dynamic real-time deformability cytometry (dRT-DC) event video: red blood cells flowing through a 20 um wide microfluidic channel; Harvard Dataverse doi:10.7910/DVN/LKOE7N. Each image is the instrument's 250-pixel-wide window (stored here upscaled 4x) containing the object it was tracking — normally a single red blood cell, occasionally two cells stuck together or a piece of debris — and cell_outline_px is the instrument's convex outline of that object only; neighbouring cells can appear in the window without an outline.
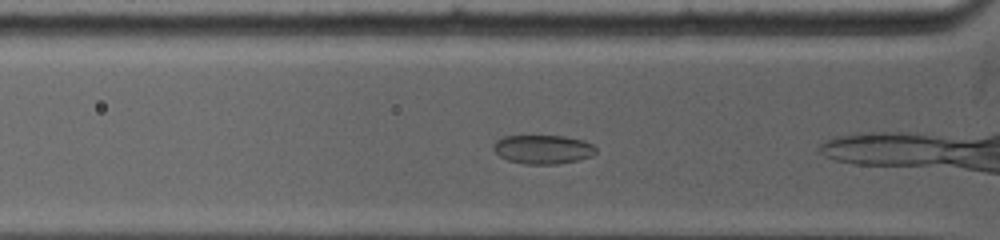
{"species": "common noctule bat (a hibernating species)", "species_latin": "Nyctalus noctula", "temperature_condition": "warm", "stored_images_in_passage": 43, "camera_frame_rate_fps": 5000, "um_per_image_px": 0.085, "animal": {"sex": "female", "body_mass_g": 19.0, "forearm_length_mm": 53.3}, "frame": {"image": 1, "passage_image": 3, "time_ms": 0.4, "image_size_px": [1000, 240], "cell_outline_px": [[596, 152], [592, 156], [576, 160], [556, 164], [524, 164], [508, 160], [500, 156], [492, 148], [496, 140], [504, 136], [564, 136], [580, 140], [592, 144], [596, 148]], "centroid_in_image_um": [46.13, 12.7], "position_along_channel_um": 79.7, "area_um2": 17.11}}
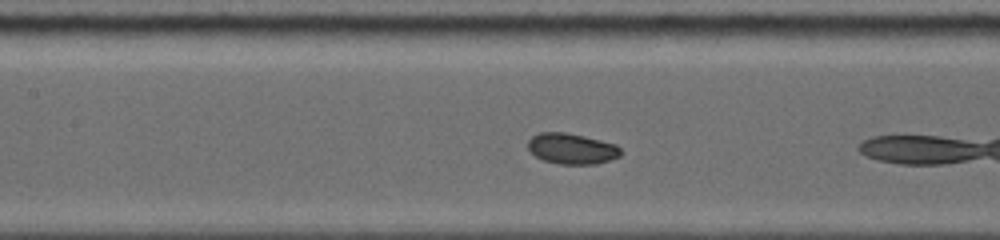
{"frame": {"image": 2, "passage_image": 14, "time_ms": 2.4, "image_size_px": [1000, 240], "cell_outline_px": [[620, 156], [596, 164], [560, 164], [544, 160], [536, 156], [528, 148], [528, 140], [532, 136], [540, 132], [568, 132], [616, 144], [620, 148]], "centroid_in_image_um": [48.59, 12.62], "position_along_channel_um": 158.8, "area_um2": 16.53}}
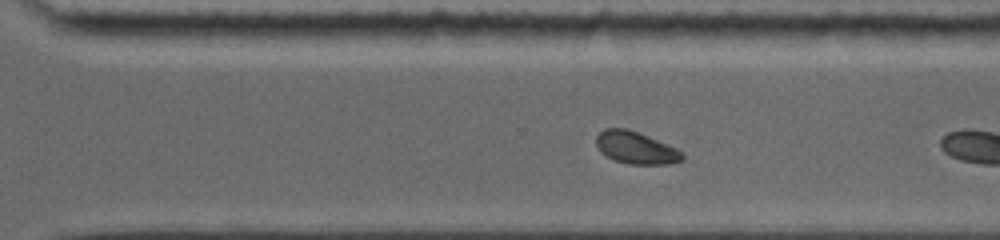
{"frame": {"image": 3, "passage_image": 36, "time_ms": 6.4, "image_size_px": [1000, 240], "cell_outline_px": [[684, 160], [668, 164], [628, 164], [616, 160], [600, 152], [596, 144], [596, 136], [604, 128], [628, 128], [648, 136], [676, 148], [684, 156]], "centroid_in_image_um": [54.03, 12.55], "position_along_channel_um": 316.6, "area_um2": 16.07}}